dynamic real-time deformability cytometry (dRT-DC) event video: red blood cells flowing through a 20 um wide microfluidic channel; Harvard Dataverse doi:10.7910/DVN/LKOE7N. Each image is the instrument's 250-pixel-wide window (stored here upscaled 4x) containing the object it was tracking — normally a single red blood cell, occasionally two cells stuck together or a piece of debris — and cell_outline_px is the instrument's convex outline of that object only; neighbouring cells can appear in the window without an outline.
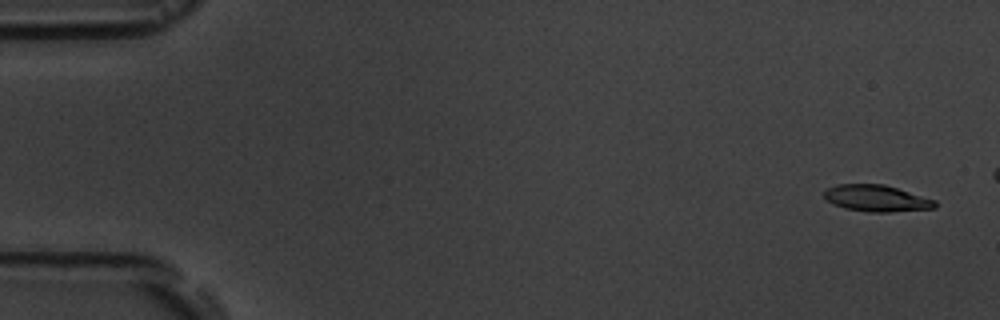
{"species": "common noctule bat (a hibernating species)", "species_latin": "Nyctalus noctula", "temperature_condition": "room temperature", "stored_images_in_passage": 4, "camera_frame_rate_fps": 3000, "um_per_image_px": 0.085, "animal": {"sex": "male", "body_mass_g": 19.5, "forearm_length_mm": 54.6}, "frame": {"image": 1, "passage_image": 1, "time_ms": 0.0, "image_size_px": [1000, 320], "cell_outline_px": [[936, 208], [888, 212], [868, 212], [844, 208], [828, 200], [824, 196], [824, 192], [828, 188], [836, 184], [884, 184], [936, 200]], "centroid_in_image_um": [74.52, 16.85], "position_along_channel_um": 10.5, "area_um2": 16.99}}